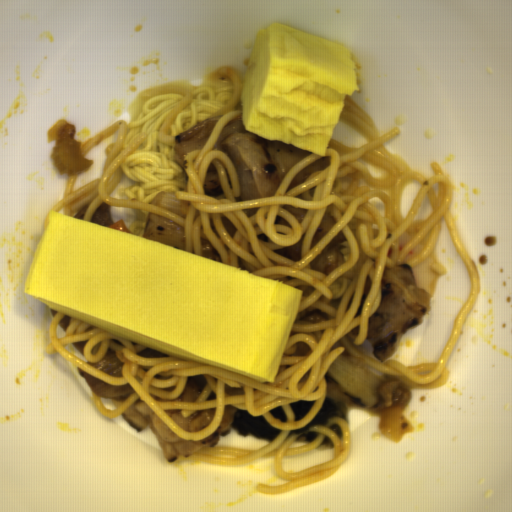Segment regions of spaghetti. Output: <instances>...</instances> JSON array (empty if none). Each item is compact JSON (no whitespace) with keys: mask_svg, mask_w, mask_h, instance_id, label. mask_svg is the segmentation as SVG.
<instances>
[{"mask_svg":"<svg viewBox=\"0 0 512 512\" xmlns=\"http://www.w3.org/2000/svg\"><path fill=\"white\" fill-rule=\"evenodd\" d=\"M216 79L229 81L233 89L228 102L208 117L222 116L203 148L185 155L182 171L186 180L174 193L178 200H187L190 204L185 218L152 206L151 202L112 198V190L126 176L121 168L127 156L146 139L145 132H141L128 149L122 151L129 122L121 118L81 146V155L85 157L94 146L109 136H116L115 143L105 151L99 178L75 190L78 176L68 177L63 200L50 209L71 217L87 206L82 220L92 223L101 203L127 207L132 213L127 226L130 234L140 237L151 211L180 226L185 251L203 256L202 241L207 239L222 263L302 290L303 297L274 383L261 384L237 373L170 354L144 359L137 353L147 346L57 311L49 322L46 349L47 353L60 354L109 385L131 387L134 392L122 400L111 398L114 410L107 408L102 398L93 392L95 406L109 420L122 416L140 399L178 438L198 442L216 433L225 413L224 406L247 410L251 416H263L280 431L275 439L259 449L210 445L185 458L240 468L259 459L272 458L277 476L287 483L256 485L255 488L258 492L274 494L328 480L341 471L349 455L352 432L341 417L327 419L323 425L309 426V430L318 432L313 441H297L298 436L291 434V431L303 429L318 414L325 399L331 398L327 370L333 360L339 356L351 357L389 381L394 378L403 381L410 389L423 391L444 387L450 372L447 365L475 308L481 285L478 270L449 213L457 189L442 165L434 160L432 175L413 170L386 146L399 137V127L381 133L370 114L346 96L340 118L359 130L366 142L348 146L332 137L325 154L311 152L302 158L281 179L271 198L241 199L235 166L223 150H214V146L225 127L236 117H242L243 80L235 69L226 66L218 68L210 81ZM322 157H330L327 168L287 190L305 166ZM211 163L219 173L224 192L222 196L210 198L203 181ZM414 179L422 186L407 218H402L400 196L406 183ZM424 198H428L432 214L422 222L415 221ZM325 211L334 215L338 223L321 243L310 249ZM444 216L457 253L471 278V293L437 362L405 367L396 358L398 350L389 361L382 362L371 354L366 335L369 317L380 303L383 272L388 266L403 263L421 242L424 244L421 251L407 263L414 267L431 256L435 277L430 294L432 304L437 282L445 274V267L438 264L434 255ZM339 230L349 240V260L328 275L311 270L310 262ZM409 230L417 231L418 235L401 253L397 241ZM415 329L402 336L399 345L402 338ZM109 348L114 349L122 362L123 377L92 368L91 363H100ZM195 374L207 376V385L197 402L185 403L179 396L188 377ZM301 400L316 402L305 418L296 422L289 403ZM278 406L283 407L288 422L272 417L269 410ZM214 408L215 416L210 425L189 433L163 412L180 409L185 419L195 411ZM323 440H328L334 450L329 462L294 475L283 472V458L305 454Z\"/></svg>","mask_w":512,"mask_h":512,"instance_id":"c7327b10","label":"spaghetti"},{"mask_svg":"<svg viewBox=\"0 0 512 512\" xmlns=\"http://www.w3.org/2000/svg\"><path fill=\"white\" fill-rule=\"evenodd\" d=\"M158 94H181L182 99L176 103L166 117L163 120L158 138L168 145H172L175 142L176 137L172 135L170 128L176 118V116L191 102L194 97L193 91L188 88L181 87L178 85H156L150 86L142 93L139 94L140 98L144 101L151 100L155 95Z\"/></svg>","mask_w":512,"mask_h":512,"instance_id":"8bdb9b5d","label":"spaghetti"}]
</instances>
